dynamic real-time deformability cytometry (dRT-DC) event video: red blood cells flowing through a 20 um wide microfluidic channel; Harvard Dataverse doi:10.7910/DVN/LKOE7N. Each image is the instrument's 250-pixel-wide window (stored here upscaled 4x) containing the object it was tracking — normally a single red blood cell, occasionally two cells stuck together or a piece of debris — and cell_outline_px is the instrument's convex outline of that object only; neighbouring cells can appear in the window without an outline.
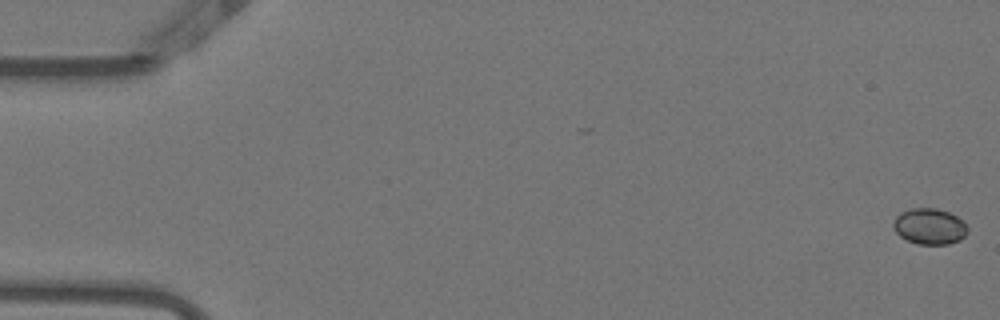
{"species": "Egyptian fruit bat (a non-hibernating species)", "species_latin": "Rousettus aegyptiacus", "temperature_condition": "warm", "stored_images_in_passage": 15, "camera_frame_rate_fps": 3000, "um_per_image_px": 0.085, "animal": {"sex": "female"}, "frame": {"image": 1, "passage_image": 1, "time_ms": 0.0, "image_size_px": [1000, 320], "cell_outline_px": [[968, 232], [960, 240], [948, 244], [916, 244], [900, 236], [896, 232], [892, 224], [896, 216], [900, 212], [912, 208], [936, 208], [948, 212], [964, 220], [968, 228]], "centroid_in_image_um": [79.02, 19.24], "position_along_channel_um": 6.0, "area_um2": 15.66}}
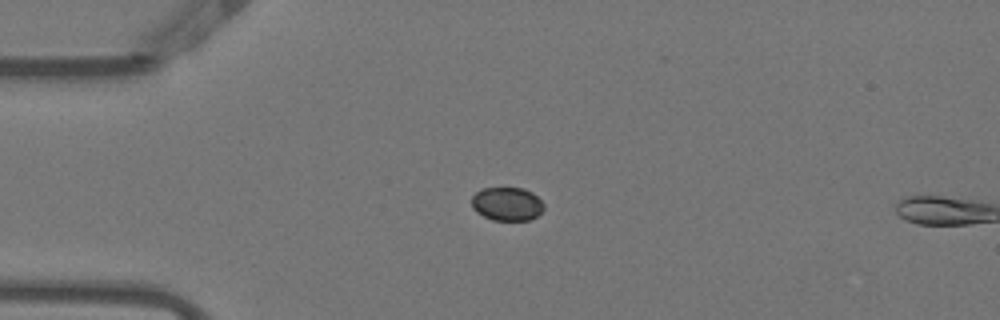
{"frame": {"image": 2, "passage_image": 14, "time_ms": 4.333, "image_size_px": [1000, 320], "cell_outline_px": [[544, 208], [536, 216], [528, 220], [492, 220], [476, 212], [472, 208], [472, 196], [480, 188], [524, 188], [532, 192], [544, 204]], "centroid_in_image_um": [43.07, 17.32], "position_along_channel_um": 41.9, "area_um2": 14.1}}